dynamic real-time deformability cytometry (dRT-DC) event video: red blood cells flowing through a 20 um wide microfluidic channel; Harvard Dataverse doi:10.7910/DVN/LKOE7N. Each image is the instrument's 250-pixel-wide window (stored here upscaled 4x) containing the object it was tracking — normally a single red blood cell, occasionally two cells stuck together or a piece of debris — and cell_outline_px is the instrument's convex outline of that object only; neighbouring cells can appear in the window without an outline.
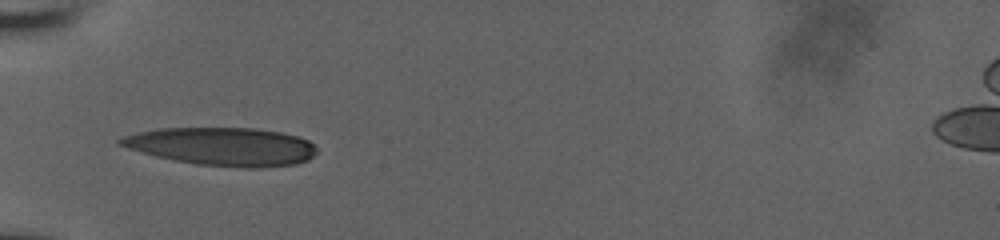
{"species": "human", "species_latin": "Homo sapiens", "temperature_condition": "room temperature", "stored_images_in_passage": 3, "camera_frame_rate_fps": 3000, "um_per_image_px": 0.085, "donor": {"sex": "male"}, "frame": {"image": 1, "passage_image": 1, "time_ms": 0.0, "image_size_px": [1000, 240], "cell_outline_px": [[316, 152], [308, 160], [296, 164], [260, 168], [244, 168], [196, 164], [156, 156], [128, 148], [116, 144], [116, 140], [124, 136], [140, 132], [160, 128], [252, 128], [280, 132], [296, 136], [308, 140], [316, 148]], "centroid_in_image_um": [18.9, 12.46], "position_along_channel_um": 66.1, "area_um2": 43.47}}
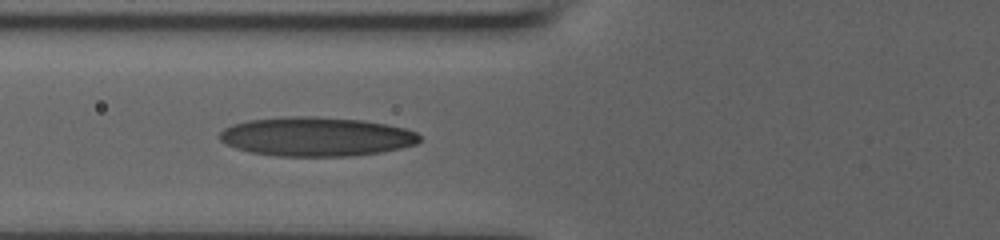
{"frame": {"image": 2, "passage_image": 2, "time_ms": 0.333, "image_size_px": [1000, 240], "cell_outline_px": [[420, 140], [416, 144], [400, 148], [380, 152], [348, 156], [276, 156], [248, 152], [224, 144], [220, 140], [220, 132], [224, 128], [232, 124], [248, 120], [292, 116], [316, 116], [364, 120], [388, 124], [404, 128], [416, 132], [420, 136]], "centroid_in_image_um": [26.86, 11.61], "position_along_channel_um": 98.9, "area_um2": 45.78}}
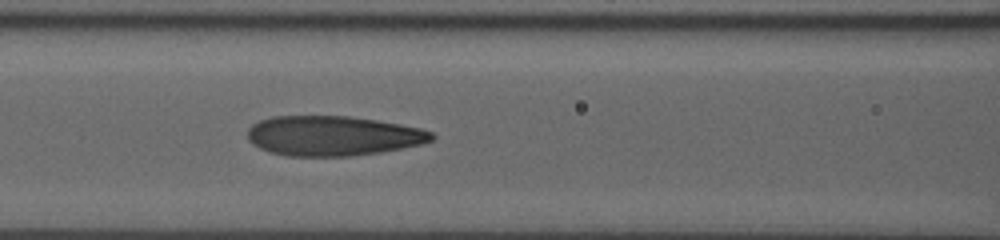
{"frame": {"image": 3, "passage_image": 3, "time_ms": 0.667, "image_size_px": [1000, 240], "cell_outline_px": [[436, 136], [432, 140], [424, 144], [404, 148], [380, 152], [352, 156], [288, 156], [268, 152], [252, 144], [248, 140], [248, 128], [252, 124], [260, 120], [272, 116], [348, 116], [376, 120], [400, 124], [420, 128], [432, 132]], "centroid_in_image_um": [28.3, 11.55], "position_along_channel_um": 138.3, "area_um2": 43.06}}